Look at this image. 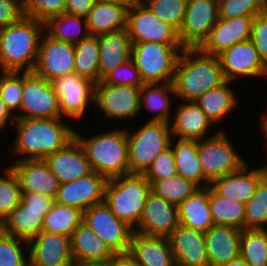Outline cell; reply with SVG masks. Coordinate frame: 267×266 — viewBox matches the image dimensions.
<instances>
[{
    "label": "cell",
    "mask_w": 267,
    "mask_h": 266,
    "mask_svg": "<svg viewBox=\"0 0 267 266\" xmlns=\"http://www.w3.org/2000/svg\"><path fill=\"white\" fill-rule=\"evenodd\" d=\"M44 161L60 184L73 182L93 172L84 150L75 138L64 148L48 155Z\"/></svg>",
    "instance_id": "25"
},
{
    "label": "cell",
    "mask_w": 267,
    "mask_h": 266,
    "mask_svg": "<svg viewBox=\"0 0 267 266\" xmlns=\"http://www.w3.org/2000/svg\"><path fill=\"white\" fill-rule=\"evenodd\" d=\"M29 266H70V236L41 231L28 242Z\"/></svg>",
    "instance_id": "20"
},
{
    "label": "cell",
    "mask_w": 267,
    "mask_h": 266,
    "mask_svg": "<svg viewBox=\"0 0 267 266\" xmlns=\"http://www.w3.org/2000/svg\"><path fill=\"white\" fill-rule=\"evenodd\" d=\"M102 81L106 84L117 86H137L142 87L144 82L141 79L139 70L130 58L120 66L111 70Z\"/></svg>",
    "instance_id": "49"
},
{
    "label": "cell",
    "mask_w": 267,
    "mask_h": 266,
    "mask_svg": "<svg viewBox=\"0 0 267 266\" xmlns=\"http://www.w3.org/2000/svg\"><path fill=\"white\" fill-rule=\"evenodd\" d=\"M61 117L59 100L52 83L33 71L23 72L22 104L19 118Z\"/></svg>",
    "instance_id": "11"
},
{
    "label": "cell",
    "mask_w": 267,
    "mask_h": 266,
    "mask_svg": "<svg viewBox=\"0 0 267 266\" xmlns=\"http://www.w3.org/2000/svg\"><path fill=\"white\" fill-rule=\"evenodd\" d=\"M250 40L257 49L264 64H267V12L254 17Z\"/></svg>",
    "instance_id": "51"
},
{
    "label": "cell",
    "mask_w": 267,
    "mask_h": 266,
    "mask_svg": "<svg viewBox=\"0 0 267 266\" xmlns=\"http://www.w3.org/2000/svg\"><path fill=\"white\" fill-rule=\"evenodd\" d=\"M220 266H248L247 263L239 256L236 259Z\"/></svg>",
    "instance_id": "59"
},
{
    "label": "cell",
    "mask_w": 267,
    "mask_h": 266,
    "mask_svg": "<svg viewBox=\"0 0 267 266\" xmlns=\"http://www.w3.org/2000/svg\"><path fill=\"white\" fill-rule=\"evenodd\" d=\"M218 19V0H187L185 16L178 31L182 46L198 48Z\"/></svg>",
    "instance_id": "14"
},
{
    "label": "cell",
    "mask_w": 267,
    "mask_h": 266,
    "mask_svg": "<svg viewBox=\"0 0 267 266\" xmlns=\"http://www.w3.org/2000/svg\"><path fill=\"white\" fill-rule=\"evenodd\" d=\"M74 71L76 74L99 82V44L98 36L89 35L74 44Z\"/></svg>",
    "instance_id": "39"
},
{
    "label": "cell",
    "mask_w": 267,
    "mask_h": 266,
    "mask_svg": "<svg viewBox=\"0 0 267 266\" xmlns=\"http://www.w3.org/2000/svg\"><path fill=\"white\" fill-rule=\"evenodd\" d=\"M182 45L132 42L131 59L144 84L172 83Z\"/></svg>",
    "instance_id": "7"
},
{
    "label": "cell",
    "mask_w": 267,
    "mask_h": 266,
    "mask_svg": "<svg viewBox=\"0 0 267 266\" xmlns=\"http://www.w3.org/2000/svg\"><path fill=\"white\" fill-rule=\"evenodd\" d=\"M225 81L218 56L199 48H184L177 60L172 81L175 101H195Z\"/></svg>",
    "instance_id": "2"
},
{
    "label": "cell",
    "mask_w": 267,
    "mask_h": 266,
    "mask_svg": "<svg viewBox=\"0 0 267 266\" xmlns=\"http://www.w3.org/2000/svg\"><path fill=\"white\" fill-rule=\"evenodd\" d=\"M140 90L141 87L117 86L101 80L95 83L94 106L104 120L132 121L140 115Z\"/></svg>",
    "instance_id": "10"
},
{
    "label": "cell",
    "mask_w": 267,
    "mask_h": 266,
    "mask_svg": "<svg viewBox=\"0 0 267 266\" xmlns=\"http://www.w3.org/2000/svg\"><path fill=\"white\" fill-rule=\"evenodd\" d=\"M265 159H267V156H266ZM264 163L265 164H262L261 167H262V170H263V173H264V177L267 179V160Z\"/></svg>",
    "instance_id": "61"
},
{
    "label": "cell",
    "mask_w": 267,
    "mask_h": 266,
    "mask_svg": "<svg viewBox=\"0 0 267 266\" xmlns=\"http://www.w3.org/2000/svg\"><path fill=\"white\" fill-rule=\"evenodd\" d=\"M85 222L114 253L128 252L134 229L119 220L103 201L83 212Z\"/></svg>",
    "instance_id": "13"
},
{
    "label": "cell",
    "mask_w": 267,
    "mask_h": 266,
    "mask_svg": "<svg viewBox=\"0 0 267 266\" xmlns=\"http://www.w3.org/2000/svg\"><path fill=\"white\" fill-rule=\"evenodd\" d=\"M15 117L11 114V112L7 109L6 104L2 100L0 96V132L6 131L9 128L8 125H13L15 122ZM4 129V130H3Z\"/></svg>",
    "instance_id": "56"
},
{
    "label": "cell",
    "mask_w": 267,
    "mask_h": 266,
    "mask_svg": "<svg viewBox=\"0 0 267 266\" xmlns=\"http://www.w3.org/2000/svg\"><path fill=\"white\" fill-rule=\"evenodd\" d=\"M151 185L144 174L130 173L108 179L104 202L121 221L135 229L143 213Z\"/></svg>",
    "instance_id": "5"
},
{
    "label": "cell",
    "mask_w": 267,
    "mask_h": 266,
    "mask_svg": "<svg viewBox=\"0 0 267 266\" xmlns=\"http://www.w3.org/2000/svg\"><path fill=\"white\" fill-rule=\"evenodd\" d=\"M249 163L239 171L216 178L210 183V187L222 197L246 204L264 178L261 165L256 167V163L251 168Z\"/></svg>",
    "instance_id": "24"
},
{
    "label": "cell",
    "mask_w": 267,
    "mask_h": 266,
    "mask_svg": "<svg viewBox=\"0 0 267 266\" xmlns=\"http://www.w3.org/2000/svg\"><path fill=\"white\" fill-rule=\"evenodd\" d=\"M66 0H22L23 16L45 23L64 13Z\"/></svg>",
    "instance_id": "48"
},
{
    "label": "cell",
    "mask_w": 267,
    "mask_h": 266,
    "mask_svg": "<svg viewBox=\"0 0 267 266\" xmlns=\"http://www.w3.org/2000/svg\"><path fill=\"white\" fill-rule=\"evenodd\" d=\"M44 32L52 39L73 44L90 35L86 17L65 12L48 19L44 23Z\"/></svg>",
    "instance_id": "36"
},
{
    "label": "cell",
    "mask_w": 267,
    "mask_h": 266,
    "mask_svg": "<svg viewBox=\"0 0 267 266\" xmlns=\"http://www.w3.org/2000/svg\"><path fill=\"white\" fill-rule=\"evenodd\" d=\"M147 0H132V3H144Z\"/></svg>",
    "instance_id": "62"
},
{
    "label": "cell",
    "mask_w": 267,
    "mask_h": 266,
    "mask_svg": "<svg viewBox=\"0 0 267 266\" xmlns=\"http://www.w3.org/2000/svg\"><path fill=\"white\" fill-rule=\"evenodd\" d=\"M240 257L248 266H267V229H243Z\"/></svg>",
    "instance_id": "40"
},
{
    "label": "cell",
    "mask_w": 267,
    "mask_h": 266,
    "mask_svg": "<svg viewBox=\"0 0 267 266\" xmlns=\"http://www.w3.org/2000/svg\"><path fill=\"white\" fill-rule=\"evenodd\" d=\"M179 223L206 232L214 225L209 207V186L199 187L178 206Z\"/></svg>",
    "instance_id": "34"
},
{
    "label": "cell",
    "mask_w": 267,
    "mask_h": 266,
    "mask_svg": "<svg viewBox=\"0 0 267 266\" xmlns=\"http://www.w3.org/2000/svg\"><path fill=\"white\" fill-rule=\"evenodd\" d=\"M130 129L126 126L129 174H144L155 158L170 147L172 132L170 123L146 121Z\"/></svg>",
    "instance_id": "6"
},
{
    "label": "cell",
    "mask_w": 267,
    "mask_h": 266,
    "mask_svg": "<svg viewBox=\"0 0 267 266\" xmlns=\"http://www.w3.org/2000/svg\"><path fill=\"white\" fill-rule=\"evenodd\" d=\"M9 167L16 174L21 193H39L55 199L60 182L44 160H15Z\"/></svg>",
    "instance_id": "22"
},
{
    "label": "cell",
    "mask_w": 267,
    "mask_h": 266,
    "mask_svg": "<svg viewBox=\"0 0 267 266\" xmlns=\"http://www.w3.org/2000/svg\"><path fill=\"white\" fill-rule=\"evenodd\" d=\"M224 79L238 80L263 78L265 64L251 40L239 42L218 55ZM251 78V79H249Z\"/></svg>",
    "instance_id": "16"
},
{
    "label": "cell",
    "mask_w": 267,
    "mask_h": 266,
    "mask_svg": "<svg viewBox=\"0 0 267 266\" xmlns=\"http://www.w3.org/2000/svg\"><path fill=\"white\" fill-rule=\"evenodd\" d=\"M73 260L107 263L114 252L85 222H81L70 235Z\"/></svg>",
    "instance_id": "30"
},
{
    "label": "cell",
    "mask_w": 267,
    "mask_h": 266,
    "mask_svg": "<svg viewBox=\"0 0 267 266\" xmlns=\"http://www.w3.org/2000/svg\"><path fill=\"white\" fill-rule=\"evenodd\" d=\"M232 83L231 81L225 80L221 85L208 90L195 100V103L214 123L216 128L219 126L218 124L223 123L227 119L229 114H233V111L241 103L238 97L239 95L235 92L236 90H234L235 87L232 86Z\"/></svg>",
    "instance_id": "29"
},
{
    "label": "cell",
    "mask_w": 267,
    "mask_h": 266,
    "mask_svg": "<svg viewBox=\"0 0 267 266\" xmlns=\"http://www.w3.org/2000/svg\"><path fill=\"white\" fill-rule=\"evenodd\" d=\"M0 172V224L21 202V189L16 174L9 166Z\"/></svg>",
    "instance_id": "44"
},
{
    "label": "cell",
    "mask_w": 267,
    "mask_h": 266,
    "mask_svg": "<svg viewBox=\"0 0 267 266\" xmlns=\"http://www.w3.org/2000/svg\"><path fill=\"white\" fill-rule=\"evenodd\" d=\"M147 181L152 186L156 181L171 178L177 175L173 150L171 147L161 152L144 173Z\"/></svg>",
    "instance_id": "50"
},
{
    "label": "cell",
    "mask_w": 267,
    "mask_h": 266,
    "mask_svg": "<svg viewBox=\"0 0 267 266\" xmlns=\"http://www.w3.org/2000/svg\"><path fill=\"white\" fill-rule=\"evenodd\" d=\"M0 266H29L28 242L0 230Z\"/></svg>",
    "instance_id": "45"
},
{
    "label": "cell",
    "mask_w": 267,
    "mask_h": 266,
    "mask_svg": "<svg viewBox=\"0 0 267 266\" xmlns=\"http://www.w3.org/2000/svg\"><path fill=\"white\" fill-rule=\"evenodd\" d=\"M244 229H267V179L258 184L255 194L245 204Z\"/></svg>",
    "instance_id": "42"
},
{
    "label": "cell",
    "mask_w": 267,
    "mask_h": 266,
    "mask_svg": "<svg viewBox=\"0 0 267 266\" xmlns=\"http://www.w3.org/2000/svg\"><path fill=\"white\" fill-rule=\"evenodd\" d=\"M99 82L114 68L131 58L132 42L126 29L98 36Z\"/></svg>",
    "instance_id": "31"
},
{
    "label": "cell",
    "mask_w": 267,
    "mask_h": 266,
    "mask_svg": "<svg viewBox=\"0 0 267 266\" xmlns=\"http://www.w3.org/2000/svg\"><path fill=\"white\" fill-rule=\"evenodd\" d=\"M173 96L175 98L172 83L144 84L140 90V114L146 109L145 112L153 114L148 121L170 123L174 111L172 107L175 106Z\"/></svg>",
    "instance_id": "32"
},
{
    "label": "cell",
    "mask_w": 267,
    "mask_h": 266,
    "mask_svg": "<svg viewBox=\"0 0 267 266\" xmlns=\"http://www.w3.org/2000/svg\"><path fill=\"white\" fill-rule=\"evenodd\" d=\"M264 11L267 12V0H263Z\"/></svg>",
    "instance_id": "63"
},
{
    "label": "cell",
    "mask_w": 267,
    "mask_h": 266,
    "mask_svg": "<svg viewBox=\"0 0 267 266\" xmlns=\"http://www.w3.org/2000/svg\"><path fill=\"white\" fill-rule=\"evenodd\" d=\"M179 224L178 206L150 191L146 198L141 220L134 232L168 237Z\"/></svg>",
    "instance_id": "18"
},
{
    "label": "cell",
    "mask_w": 267,
    "mask_h": 266,
    "mask_svg": "<svg viewBox=\"0 0 267 266\" xmlns=\"http://www.w3.org/2000/svg\"><path fill=\"white\" fill-rule=\"evenodd\" d=\"M43 33L44 23L26 16L0 28V72L32 71Z\"/></svg>",
    "instance_id": "3"
},
{
    "label": "cell",
    "mask_w": 267,
    "mask_h": 266,
    "mask_svg": "<svg viewBox=\"0 0 267 266\" xmlns=\"http://www.w3.org/2000/svg\"><path fill=\"white\" fill-rule=\"evenodd\" d=\"M70 266H106L103 262L73 260Z\"/></svg>",
    "instance_id": "58"
},
{
    "label": "cell",
    "mask_w": 267,
    "mask_h": 266,
    "mask_svg": "<svg viewBox=\"0 0 267 266\" xmlns=\"http://www.w3.org/2000/svg\"><path fill=\"white\" fill-rule=\"evenodd\" d=\"M209 207L214 224L244 229V203L222 197L209 186Z\"/></svg>",
    "instance_id": "37"
},
{
    "label": "cell",
    "mask_w": 267,
    "mask_h": 266,
    "mask_svg": "<svg viewBox=\"0 0 267 266\" xmlns=\"http://www.w3.org/2000/svg\"><path fill=\"white\" fill-rule=\"evenodd\" d=\"M128 252L139 266H176L167 237L133 232Z\"/></svg>",
    "instance_id": "27"
},
{
    "label": "cell",
    "mask_w": 267,
    "mask_h": 266,
    "mask_svg": "<svg viewBox=\"0 0 267 266\" xmlns=\"http://www.w3.org/2000/svg\"><path fill=\"white\" fill-rule=\"evenodd\" d=\"M174 104L176 111H173L170 122L172 137L198 141L215 135L220 129H225L221 127L211 133V129L216 126L195 101H179V104ZM209 132L211 134L208 135Z\"/></svg>",
    "instance_id": "19"
},
{
    "label": "cell",
    "mask_w": 267,
    "mask_h": 266,
    "mask_svg": "<svg viewBox=\"0 0 267 266\" xmlns=\"http://www.w3.org/2000/svg\"><path fill=\"white\" fill-rule=\"evenodd\" d=\"M225 129L197 141V154L205 178H216L239 171L248 161L237 151ZM246 160V161H245Z\"/></svg>",
    "instance_id": "8"
},
{
    "label": "cell",
    "mask_w": 267,
    "mask_h": 266,
    "mask_svg": "<svg viewBox=\"0 0 267 266\" xmlns=\"http://www.w3.org/2000/svg\"><path fill=\"white\" fill-rule=\"evenodd\" d=\"M0 96L7 109L15 118H19L22 104L23 72H0Z\"/></svg>",
    "instance_id": "43"
},
{
    "label": "cell",
    "mask_w": 267,
    "mask_h": 266,
    "mask_svg": "<svg viewBox=\"0 0 267 266\" xmlns=\"http://www.w3.org/2000/svg\"><path fill=\"white\" fill-rule=\"evenodd\" d=\"M199 187L180 175L156 181L151 191L164 200L179 206Z\"/></svg>",
    "instance_id": "41"
},
{
    "label": "cell",
    "mask_w": 267,
    "mask_h": 266,
    "mask_svg": "<svg viewBox=\"0 0 267 266\" xmlns=\"http://www.w3.org/2000/svg\"><path fill=\"white\" fill-rule=\"evenodd\" d=\"M54 199L39 193H21V204L35 209H50Z\"/></svg>",
    "instance_id": "53"
},
{
    "label": "cell",
    "mask_w": 267,
    "mask_h": 266,
    "mask_svg": "<svg viewBox=\"0 0 267 266\" xmlns=\"http://www.w3.org/2000/svg\"><path fill=\"white\" fill-rule=\"evenodd\" d=\"M161 21L179 31L187 7V0H147L143 3Z\"/></svg>",
    "instance_id": "46"
},
{
    "label": "cell",
    "mask_w": 267,
    "mask_h": 266,
    "mask_svg": "<svg viewBox=\"0 0 267 266\" xmlns=\"http://www.w3.org/2000/svg\"><path fill=\"white\" fill-rule=\"evenodd\" d=\"M51 83L58 96L61 118L77 123L84 120L91 105L94 107L95 83L76 73L58 77Z\"/></svg>",
    "instance_id": "9"
},
{
    "label": "cell",
    "mask_w": 267,
    "mask_h": 266,
    "mask_svg": "<svg viewBox=\"0 0 267 266\" xmlns=\"http://www.w3.org/2000/svg\"><path fill=\"white\" fill-rule=\"evenodd\" d=\"M263 78L267 79V64H265V72H264Z\"/></svg>",
    "instance_id": "64"
},
{
    "label": "cell",
    "mask_w": 267,
    "mask_h": 266,
    "mask_svg": "<svg viewBox=\"0 0 267 266\" xmlns=\"http://www.w3.org/2000/svg\"><path fill=\"white\" fill-rule=\"evenodd\" d=\"M97 0H66L64 12L86 17Z\"/></svg>",
    "instance_id": "54"
},
{
    "label": "cell",
    "mask_w": 267,
    "mask_h": 266,
    "mask_svg": "<svg viewBox=\"0 0 267 266\" xmlns=\"http://www.w3.org/2000/svg\"><path fill=\"white\" fill-rule=\"evenodd\" d=\"M65 120L61 117L16 118L13 124L16 139L9 149L19 158L15 157L13 161L44 160L48 155L64 148L74 139L75 134L74 126Z\"/></svg>",
    "instance_id": "1"
},
{
    "label": "cell",
    "mask_w": 267,
    "mask_h": 266,
    "mask_svg": "<svg viewBox=\"0 0 267 266\" xmlns=\"http://www.w3.org/2000/svg\"><path fill=\"white\" fill-rule=\"evenodd\" d=\"M82 221L81 210L54 201L44 216L42 231L70 236Z\"/></svg>",
    "instance_id": "38"
},
{
    "label": "cell",
    "mask_w": 267,
    "mask_h": 266,
    "mask_svg": "<svg viewBox=\"0 0 267 266\" xmlns=\"http://www.w3.org/2000/svg\"><path fill=\"white\" fill-rule=\"evenodd\" d=\"M254 17L219 18L208 37L198 48L206 54L218 56L234 44L250 40Z\"/></svg>",
    "instance_id": "21"
},
{
    "label": "cell",
    "mask_w": 267,
    "mask_h": 266,
    "mask_svg": "<svg viewBox=\"0 0 267 266\" xmlns=\"http://www.w3.org/2000/svg\"><path fill=\"white\" fill-rule=\"evenodd\" d=\"M170 147L173 150L178 175L195 183L198 187L210 186L198 158L197 140L172 137Z\"/></svg>",
    "instance_id": "35"
},
{
    "label": "cell",
    "mask_w": 267,
    "mask_h": 266,
    "mask_svg": "<svg viewBox=\"0 0 267 266\" xmlns=\"http://www.w3.org/2000/svg\"><path fill=\"white\" fill-rule=\"evenodd\" d=\"M49 210L28 208L20 203L0 224V230L29 242L42 231L43 219Z\"/></svg>",
    "instance_id": "33"
},
{
    "label": "cell",
    "mask_w": 267,
    "mask_h": 266,
    "mask_svg": "<svg viewBox=\"0 0 267 266\" xmlns=\"http://www.w3.org/2000/svg\"><path fill=\"white\" fill-rule=\"evenodd\" d=\"M74 58L73 43L52 39L44 32L32 71L51 82L58 77L75 73Z\"/></svg>",
    "instance_id": "15"
},
{
    "label": "cell",
    "mask_w": 267,
    "mask_h": 266,
    "mask_svg": "<svg viewBox=\"0 0 267 266\" xmlns=\"http://www.w3.org/2000/svg\"><path fill=\"white\" fill-rule=\"evenodd\" d=\"M22 16V0H0V28L16 23Z\"/></svg>",
    "instance_id": "52"
},
{
    "label": "cell",
    "mask_w": 267,
    "mask_h": 266,
    "mask_svg": "<svg viewBox=\"0 0 267 266\" xmlns=\"http://www.w3.org/2000/svg\"><path fill=\"white\" fill-rule=\"evenodd\" d=\"M129 5L97 0L86 16L89 34L99 36L126 29Z\"/></svg>",
    "instance_id": "28"
},
{
    "label": "cell",
    "mask_w": 267,
    "mask_h": 266,
    "mask_svg": "<svg viewBox=\"0 0 267 266\" xmlns=\"http://www.w3.org/2000/svg\"><path fill=\"white\" fill-rule=\"evenodd\" d=\"M99 1L120 2V3H126V4H131L132 3V0H99Z\"/></svg>",
    "instance_id": "60"
},
{
    "label": "cell",
    "mask_w": 267,
    "mask_h": 266,
    "mask_svg": "<svg viewBox=\"0 0 267 266\" xmlns=\"http://www.w3.org/2000/svg\"><path fill=\"white\" fill-rule=\"evenodd\" d=\"M167 238L176 266H209L204 232L179 224Z\"/></svg>",
    "instance_id": "23"
},
{
    "label": "cell",
    "mask_w": 267,
    "mask_h": 266,
    "mask_svg": "<svg viewBox=\"0 0 267 266\" xmlns=\"http://www.w3.org/2000/svg\"><path fill=\"white\" fill-rule=\"evenodd\" d=\"M87 137V138H86ZM78 141L96 173L107 179L129 174L127 131L125 127L111 128L90 137L76 130Z\"/></svg>",
    "instance_id": "4"
},
{
    "label": "cell",
    "mask_w": 267,
    "mask_h": 266,
    "mask_svg": "<svg viewBox=\"0 0 267 266\" xmlns=\"http://www.w3.org/2000/svg\"><path fill=\"white\" fill-rule=\"evenodd\" d=\"M126 31L131 42H159L182 45L178 31L161 21L143 3H131L127 11Z\"/></svg>",
    "instance_id": "12"
},
{
    "label": "cell",
    "mask_w": 267,
    "mask_h": 266,
    "mask_svg": "<svg viewBox=\"0 0 267 266\" xmlns=\"http://www.w3.org/2000/svg\"><path fill=\"white\" fill-rule=\"evenodd\" d=\"M264 12L263 0H218V18L257 16Z\"/></svg>",
    "instance_id": "47"
},
{
    "label": "cell",
    "mask_w": 267,
    "mask_h": 266,
    "mask_svg": "<svg viewBox=\"0 0 267 266\" xmlns=\"http://www.w3.org/2000/svg\"><path fill=\"white\" fill-rule=\"evenodd\" d=\"M266 110L263 113V117L261 116L262 119H260L258 129L259 131L262 132L261 136L265 137V148L267 147V105L264 107ZM267 153V150L265 151Z\"/></svg>",
    "instance_id": "57"
},
{
    "label": "cell",
    "mask_w": 267,
    "mask_h": 266,
    "mask_svg": "<svg viewBox=\"0 0 267 266\" xmlns=\"http://www.w3.org/2000/svg\"><path fill=\"white\" fill-rule=\"evenodd\" d=\"M108 179L93 171L73 182L61 183L54 201L73 206L84 212L91 206L104 201Z\"/></svg>",
    "instance_id": "17"
},
{
    "label": "cell",
    "mask_w": 267,
    "mask_h": 266,
    "mask_svg": "<svg viewBox=\"0 0 267 266\" xmlns=\"http://www.w3.org/2000/svg\"><path fill=\"white\" fill-rule=\"evenodd\" d=\"M106 266H139L134 258L129 254L115 253L114 256L106 263Z\"/></svg>",
    "instance_id": "55"
},
{
    "label": "cell",
    "mask_w": 267,
    "mask_h": 266,
    "mask_svg": "<svg viewBox=\"0 0 267 266\" xmlns=\"http://www.w3.org/2000/svg\"><path fill=\"white\" fill-rule=\"evenodd\" d=\"M241 229L212 225L204 232L209 266H220L240 256Z\"/></svg>",
    "instance_id": "26"
}]
</instances>
